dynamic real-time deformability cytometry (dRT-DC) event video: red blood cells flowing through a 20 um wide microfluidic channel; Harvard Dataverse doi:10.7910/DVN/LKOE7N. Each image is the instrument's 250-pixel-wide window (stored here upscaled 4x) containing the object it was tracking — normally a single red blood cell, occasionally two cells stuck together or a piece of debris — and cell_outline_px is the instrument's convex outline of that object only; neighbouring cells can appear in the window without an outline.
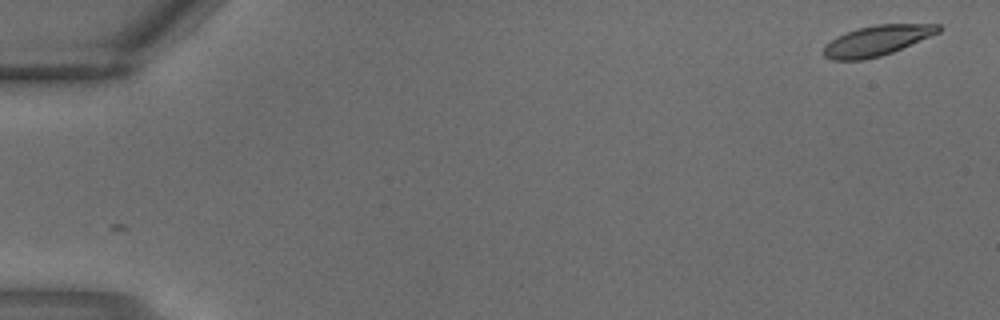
{"species": "common noctule bat (a hibernating species)", "species_latin": "Nyctalus noctula", "temperature_condition": "warm", "stored_images_in_passage": 4, "segment_of_instrument_passage": [1, 2], "camera_frame_rate_fps": 3000, "um_per_image_px": 0.085, "animal": {"sex": "male", "body_mass_g": 18.8}, "frame": {"image": 1, "passage_image": 1, "time_ms": 0.0, "image_size_px": [1000, 320], "cell_outline_px": [[940, 32], [892, 52], [880, 56], [864, 60], [832, 60], [824, 56], [824, 48], [836, 36], [860, 28], [876, 24], [940, 24]], "centroid_in_image_um": [74.55, 3.45], "position_along_channel_um": 10.5, "area_um2": 19.88}}